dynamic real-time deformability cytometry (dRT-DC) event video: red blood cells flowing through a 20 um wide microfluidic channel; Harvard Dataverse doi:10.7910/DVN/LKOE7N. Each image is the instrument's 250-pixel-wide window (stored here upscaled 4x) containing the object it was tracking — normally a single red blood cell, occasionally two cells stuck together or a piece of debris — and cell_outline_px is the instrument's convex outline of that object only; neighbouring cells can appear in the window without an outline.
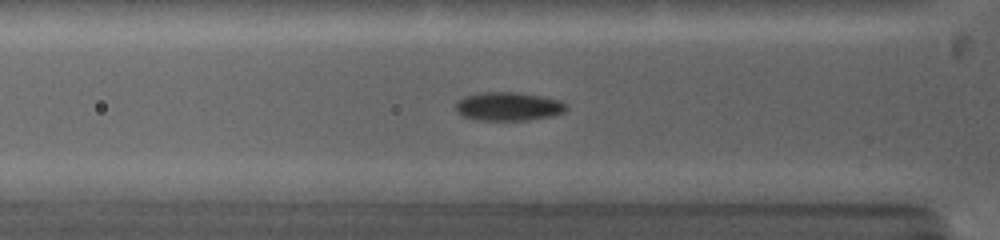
{"species": "common noctule bat (a hibernating species)", "species_latin": "Nyctalus noctula", "temperature_condition": "warm", "stored_images_in_passage": 42, "camera_frame_rate_fps": 5000, "um_per_image_px": 0.085, "animal": {"sex": "female", "body_mass_g": 19.0, "forearm_length_mm": 53.3}, "frame": {"image": 1, "passage_image": 16, "time_ms": 2.6, "image_size_px": [1000, 240], "cell_outline_px": [[568, 104], [564, 112], [552, 116], [528, 120], [476, 120], [464, 116], [456, 112], [456, 104], [464, 96], [480, 92], [516, 92], [540, 96], [560, 100]], "centroid_in_image_um": [43.22, 9.05], "position_along_channel_um": 82.6, "area_um2": 18.44}}
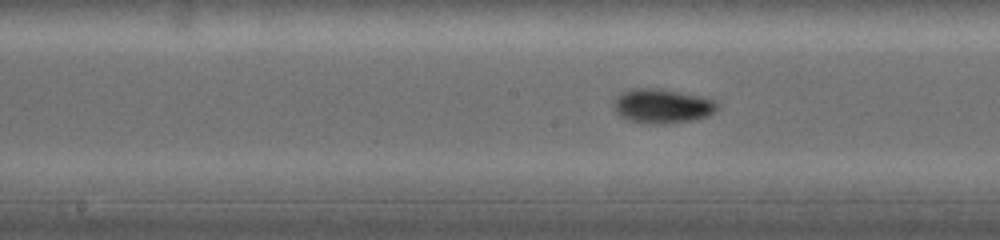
{"frame": {"image": 2, "passage_image": 31, "time_ms": 5.2, "image_size_px": [1000, 240], "cell_outline_px": [[716, 108], [708, 116], [692, 120], [664, 124], [648, 124], [628, 120], [620, 116], [616, 112], [612, 104], [616, 96], [620, 92], [628, 88], [660, 88], [700, 96], [716, 100]], "centroid_in_image_um": [56.22, 9.0], "position_along_channel_um": 192.0, "area_um2": 20.92}}
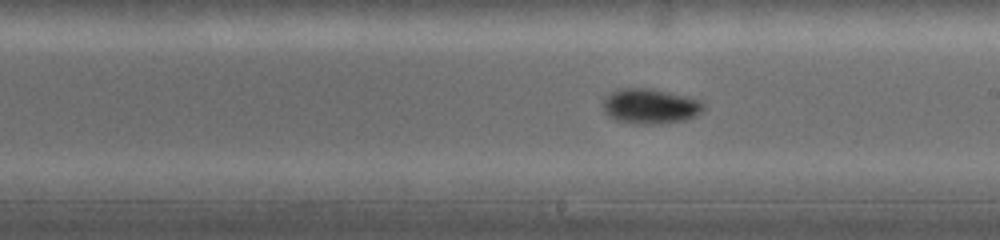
{"frame": {"image": 3, "passage_image": 37, "time_ms": 6.2, "image_size_px": [1000, 240], "cell_outline_px": [[704, 108], [700, 112], [684, 120], [656, 124], [636, 124], [616, 120], [608, 116], [604, 112], [604, 100], [616, 88], [652, 88], [688, 96], [704, 100]], "centroid_in_image_um": [55.28, 9.01], "position_along_channel_um": 233.7, "area_um2": 20.63}}